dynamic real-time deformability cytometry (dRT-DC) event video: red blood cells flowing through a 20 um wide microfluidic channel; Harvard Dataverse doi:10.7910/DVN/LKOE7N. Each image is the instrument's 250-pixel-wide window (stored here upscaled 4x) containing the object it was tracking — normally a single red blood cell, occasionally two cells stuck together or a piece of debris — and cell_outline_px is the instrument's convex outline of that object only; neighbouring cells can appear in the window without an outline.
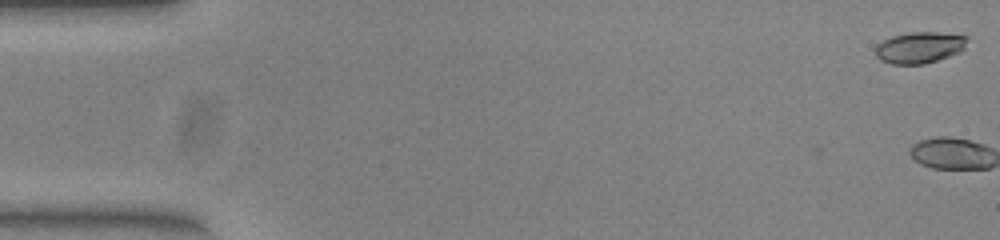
{"species": "common noctule bat (a hibernating species)", "species_latin": "Nyctalus noctula", "temperature_condition": "warm", "stored_images_in_passage": 2, "camera_frame_rate_fps": 3000, "um_per_image_px": 0.085, "animal": {"sex": "female", "body_mass_g": 23.0, "forearm_length_mm": 53.4}, "frame": {"image": 1, "passage_image": 1, "time_ms": 0.0, "image_size_px": [1000, 240], "cell_outline_px": [[968, 36], [964, 48], [960, 52], [924, 64], [892, 64], [880, 60], [876, 56], [876, 44], [892, 36], [912, 32], [936, 32]], "centroid_in_image_um": [78.15, 4.04], "position_along_channel_um": 6.9, "area_um2": 16.65}}